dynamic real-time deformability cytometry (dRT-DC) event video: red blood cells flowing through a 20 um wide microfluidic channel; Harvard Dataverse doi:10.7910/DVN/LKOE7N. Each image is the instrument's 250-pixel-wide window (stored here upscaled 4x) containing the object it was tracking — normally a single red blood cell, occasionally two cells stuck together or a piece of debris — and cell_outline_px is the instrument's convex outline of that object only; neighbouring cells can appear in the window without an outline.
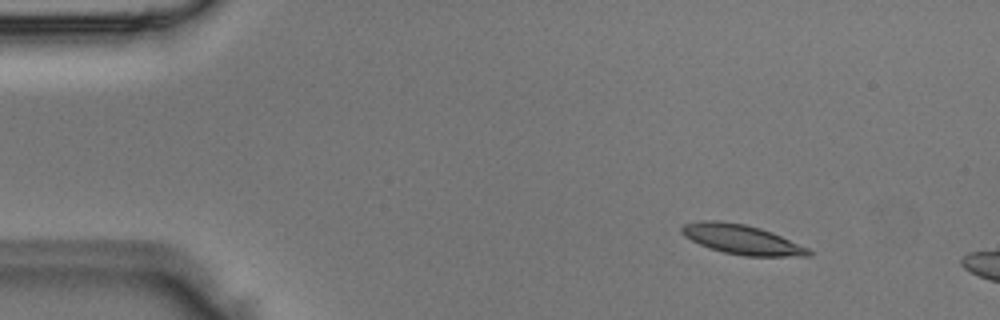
{"species": "Egyptian fruit bat (a non-hibernating species)", "species_latin": "Rousettus aegyptiacus", "temperature_condition": "room temperature", "stored_images_in_passage": 3, "camera_frame_rate_fps": 3000, "um_per_image_px": 0.085, "animal": {"sex": "male"}, "frame": {"image": 1, "passage_image": 2, "time_ms": 0.333, "image_size_px": [1000, 320], "cell_outline_px": [[812, 256], [744, 256], [724, 252], [700, 244], [684, 236], [680, 232], [680, 228], [684, 224], [700, 220], [720, 220], [744, 224], [760, 228], [772, 232], [808, 248], [812, 252]], "centroid_in_image_um": [63.04, 20.34], "position_along_channel_um": 22.0, "area_um2": 21.79}}